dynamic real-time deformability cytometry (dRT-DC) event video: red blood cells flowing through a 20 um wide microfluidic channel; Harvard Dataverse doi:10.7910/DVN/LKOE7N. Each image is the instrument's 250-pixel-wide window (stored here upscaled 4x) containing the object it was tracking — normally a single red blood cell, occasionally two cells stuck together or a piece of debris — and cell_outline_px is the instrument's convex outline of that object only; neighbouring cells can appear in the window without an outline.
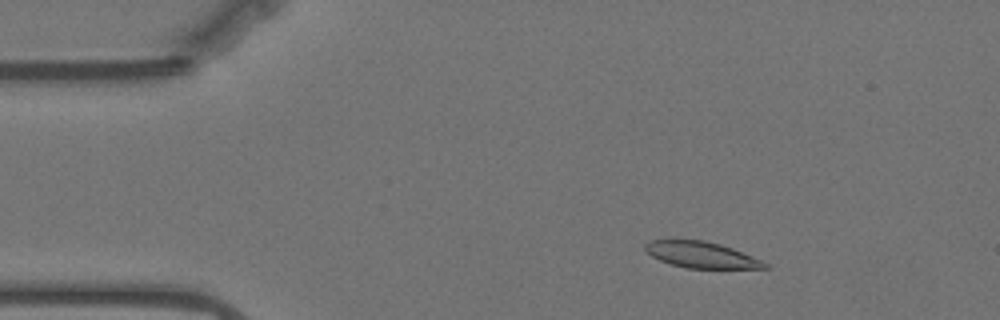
{"species": "Egyptian fruit bat (a non-hibernating species)", "species_latin": "Rousettus aegyptiacus", "temperature_condition": "warm", "stored_images_in_passage": 56, "camera_frame_rate_fps": 3000, "um_per_image_px": 0.085, "animal": {"sex": "female"}, "frame": {"image": 1, "passage_image": 7, "time_ms": 2.0, "image_size_px": [1000, 320], "cell_outline_px": [[772, 268], [688, 268], [672, 264], [660, 260], [644, 252], [644, 244], [652, 240], [672, 236], [704, 240], [720, 244], [732, 248], [752, 256], [768, 264]], "centroid_in_image_um": [59.51, 21.6], "position_along_channel_um": 25.5, "area_um2": 18.84}}
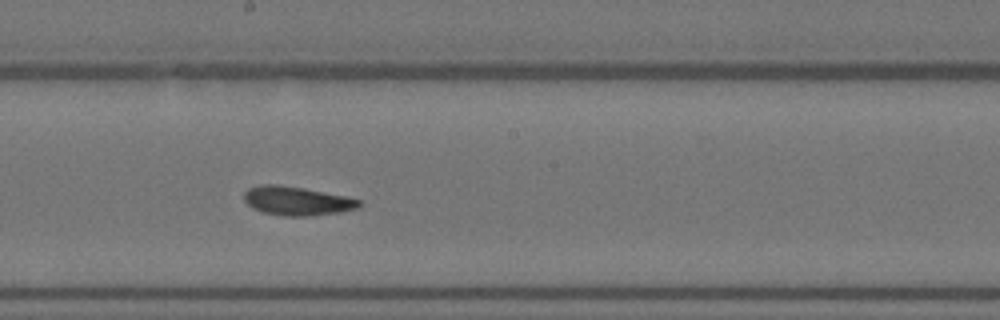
{"frame": {"image": 2, "passage_image": 29, "time_ms": 9.333, "image_size_px": [1000, 320], "cell_outline_px": [[360, 208], [340, 212], [312, 216], [284, 216], [264, 212], [252, 208], [244, 200], [244, 192], [248, 188], [260, 184], [276, 184], [304, 188], [344, 196], [360, 200]], "centroid_in_image_um": [25.22, 17.08], "position_along_channel_um": 223.0, "area_um2": 19.36}}
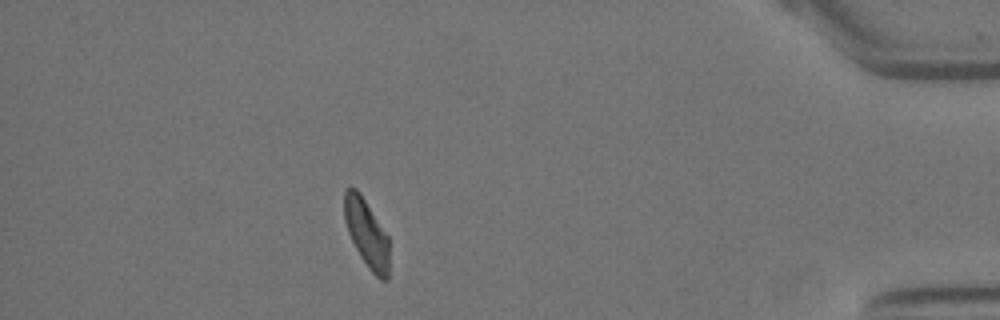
{"frame": {"image": 3, "passage_image": 49, "time_ms": 16.0, "image_size_px": [1000, 320], "cell_outline_px": [[388, 280], [380, 280], [368, 268], [360, 256], [348, 232], [344, 220], [344, 188], [356, 188], [388, 236]], "centroid_in_image_um": [31.15, 19.85], "position_along_channel_um": 404.1, "area_um2": 17.46}, "authors_computed_cell_mechanics": {"area_um2": 19.074, "velocity_mm_per_s": 3.4852, "shape_relaxation_time_tau1_ms": 8.0153, "shape_relaxation_time_tau2_ms": 3.5059, "deformation_change_tau1": 0.1888, "deformation_change_tau2": 0.0966}}